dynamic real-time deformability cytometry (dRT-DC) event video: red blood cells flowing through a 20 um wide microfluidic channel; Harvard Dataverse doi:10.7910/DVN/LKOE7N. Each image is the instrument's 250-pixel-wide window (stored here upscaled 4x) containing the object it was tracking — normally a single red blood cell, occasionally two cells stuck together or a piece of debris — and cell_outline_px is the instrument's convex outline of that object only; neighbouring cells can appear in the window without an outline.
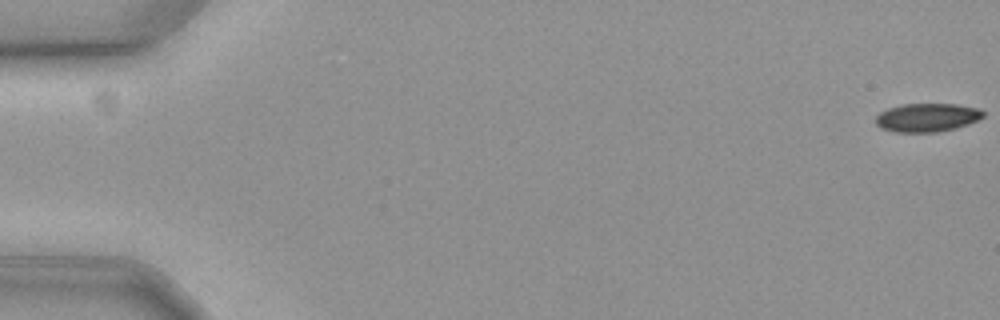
{"species": "common noctule bat (a hibernating species)", "species_latin": "Nyctalus noctula", "temperature_condition": "cold", "stored_images_in_passage": 59, "camera_frame_rate_fps": 3000, "um_per_image_px": 0.085, "animal": {"sex": "female", "body_mass_g": 19.3, "forearm_length_mm": 54.1}, "frame": {"image": 1, "passage_image": 1, "time_ms": 0.0, "image_size_px": [1000, 320], "cell_outline_px": [[984, 116], [968, 124], [956, 128], [936, 132], [896, 132], [880, 128], [876, 124], [876, 116], [880, 112], [888, 108], [904, 104], [956, 104], [976, 108], [984, 112]], "centroid_in_image_um": [78.77, 9.99], "position_along_channel_um": 6.2, "area_um2": 17.74}}
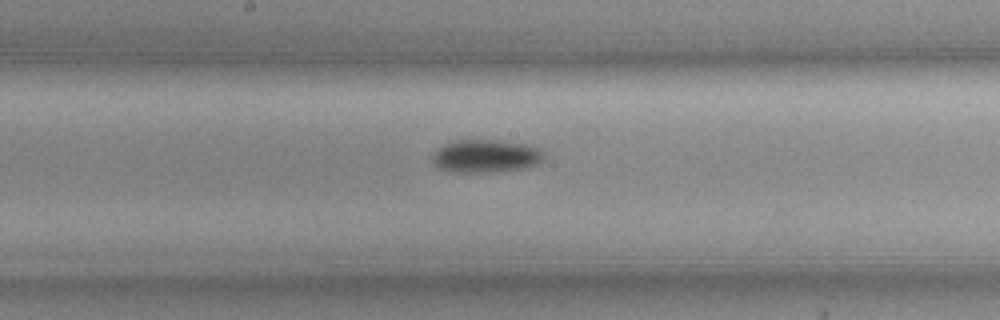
{"frame": {"image": 2, "passage_image": 32, "time_ms": 10.333, "image_size_px": [1000, 320], "cell_outline_px": [[544, 160], [536, 164], [524, 168], [496, 172], [452, 172], [436, 168], [432, 164], [432, 156], [436, 148], [452, 140], [496, 140], [528, 144], [540, 148], [544, 152]], "centroid_in_image_um": [41.26, 13.27], "position_along_channel_um": 206.9, "area_um2": 21.91}}
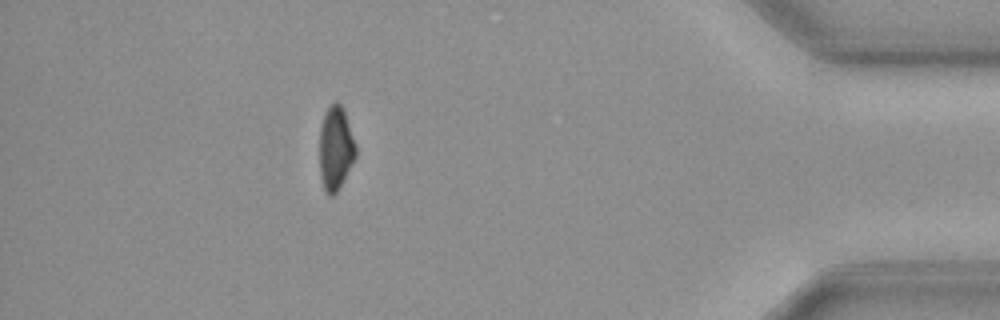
{"frame": {"image": 3, "passage_image": 53, "time_ms": 17.333, "image_size_px": [1000, 320], "cell_outline_px": [[356, 156], [336, 192], [332, 196], [328, 196], [324, 188], [320, 176], [320, 128], [324, 116], [328, 108], [336, 100], [344, 108], [356, 144]], "centroid_in_image_um": [28.53, 12.57], "position_along_channel_um": 406.7, "area_um2": 17.51}, "authors_computed_cell_mechanics": {"area_um2": 19.4208, "velocity_mm_per_s": 3.5909, "shape_relaxation_time_tau1_ms": 5.7783, "shape_relaxation_time_tau2_ms": null, "deformation_change_tau1": 0.1131, "deformation_change_tau2": null}}